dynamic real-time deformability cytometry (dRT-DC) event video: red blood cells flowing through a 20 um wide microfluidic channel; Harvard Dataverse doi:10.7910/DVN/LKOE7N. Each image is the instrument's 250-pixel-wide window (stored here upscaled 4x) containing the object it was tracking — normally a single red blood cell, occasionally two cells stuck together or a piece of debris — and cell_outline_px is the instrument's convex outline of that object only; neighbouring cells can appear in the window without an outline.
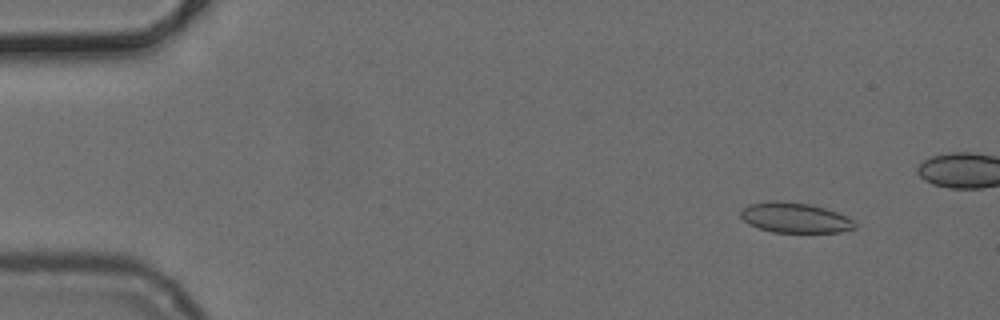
{"species": "common noctule bat (a hibernating species)", "species_latin": "Nyctalus noctula", "temperature_condition": "cold", "stored_images_in_passage": 44, "camera_frame_rate_fps": 3000, "um_per_image_px": 0.085, "animal": {"sex": "female", "body_mass_g": 24.6, "forearm_length_mm": 56.2}, "frame": {"image": 1, "passage_image": 4, "time_ms": 1.0, "image_size_px": [1000, 320], "cell_outline_px": [[856, 228], [840, 232], [772, 232], [748, 224], [740, 216], [740, 208], [748, 204], [772, 200], [780, 200], [808, 204], [824, 208], [836, 212], [852, 220], [856, 224]], "centroid_in_image_um": [67.51, 18.5], "position_along_channel_um": 17.5, "area_um2": 20.06}}
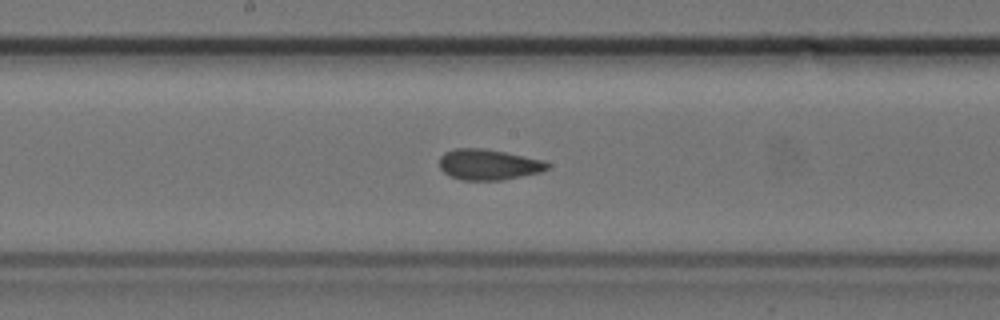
{"frame": {"image": 2, "passage_image": 26, "time_ms": 8.333, "image_size_px": [1000, 320], "cell_outline_px": [[548, 168], [540, 172], [504, 180], [464, 180], [452, 176], [444, 172], [440, 168], [440, 156], [444, 152], [456, 148], [484, 148], [544, 160], [548, 164]], "centroid_in_image_um": [41.51, 13.98], "position_along_channel_um": 206.7, "area_um2": 19.19}}
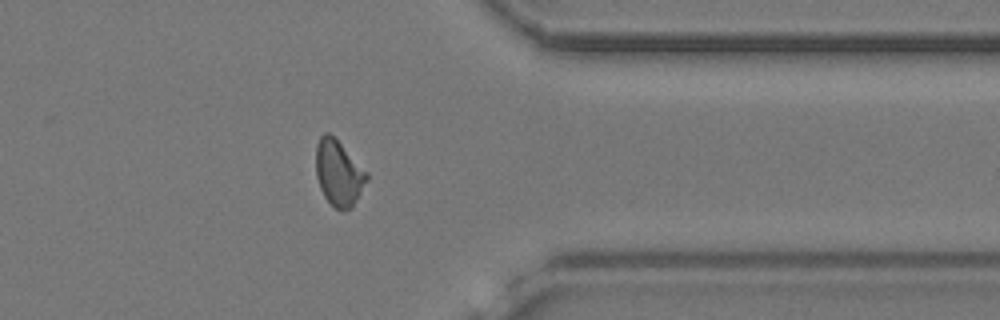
{"frame": {"image": 3, "passage_image": 40, "time_ms": 13.0, "image_size_px": [1000, 320], "cell_outline_px": [[368, 180], [352, 208], [344, 212], [340, 212], [324, 196], [320, 188], [316, 176], [316, 144], [320, 136], [324, 132], [328, 132], [368, 172]], "centroid_in_image_um": [28.79, 14.75], "position_along_channel_um": 382.6, "area_um2": 19.42}}